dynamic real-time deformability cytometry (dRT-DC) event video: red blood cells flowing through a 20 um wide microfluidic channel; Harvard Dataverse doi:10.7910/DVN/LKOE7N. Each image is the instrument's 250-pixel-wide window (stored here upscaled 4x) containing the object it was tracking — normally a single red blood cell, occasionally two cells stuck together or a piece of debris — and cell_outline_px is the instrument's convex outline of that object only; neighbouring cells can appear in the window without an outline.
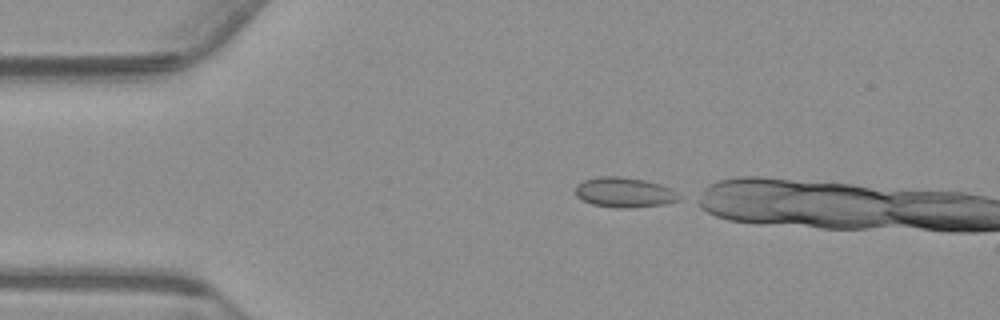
{"species": "common noctule bat (a hibernating species)", "species_latin": "Nyctalus noctula", "temperature_condition": "warm", "stored_images_in_passage": 5, "camera_frame_rate_fps": 3000, "um_per_image_px": 0.085, "animal": {"sex": "male", "body_mass_g": 23.1, "forearm_length_mm": 52.7}, "frame": {"image": 1, "passage_image": 1, "time_ms": 0.0, "image_size_px": [1000, 320], "cell_outline_px": [[680, 200], [664, 204], [632, 208], [616, 208], [592, 204], [576, 196], [576, 184], [584, 180], [600, 176], [620, 176], [644, 180], [660, 184], [676, 192], [680, 196]], "centroid_in_image_um": [53.06, 16.36], "position_along_channel_um": 31.9, "area_um2": 18.09}}